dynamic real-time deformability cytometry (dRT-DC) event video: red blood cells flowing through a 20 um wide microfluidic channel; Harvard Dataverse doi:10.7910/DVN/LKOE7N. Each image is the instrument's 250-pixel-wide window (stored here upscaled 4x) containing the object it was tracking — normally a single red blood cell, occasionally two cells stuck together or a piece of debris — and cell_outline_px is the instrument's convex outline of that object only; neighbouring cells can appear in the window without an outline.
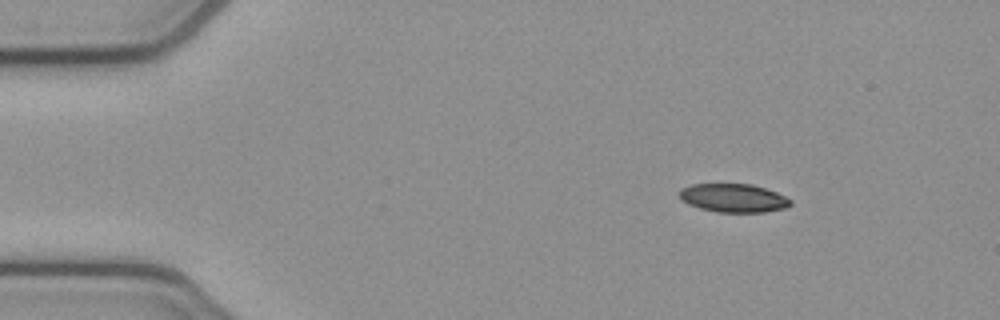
{"species": "common noctule bat (a hibernating species)", "species_latin": "Nyctalus noctula", "temperature_condition": "cold", "stored_images_in_passage": 4, "camera_frame_rate_fps": 3000, "um_per_image_px": 0.085, "animal": {"sex": "female", "body_mass_g": 21.9}, "frame": {"image": 1, "passage_image": 1, "time_ms": 0.0, "image_size_px": [1000, 320], "cell_outline_px": [[792, 204], [784, 208], [764, 212], [716, 212], [700, 208], [688, 204], [680, 200], [680, 188], [692, 184], [752, 184], [776, 192], [792, 200]], "centroid_in_image_um": [62.32, 16.83], "position_along_channel_um": 22.7, "area_um2": 18.44}}
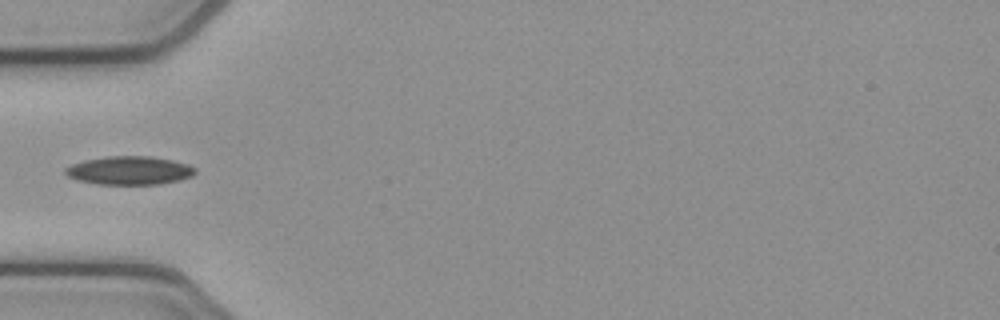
{"frame": {"image": 2, "passage_image": 3, "time_ms": 0.667, "image_size_px": [1000, 320], "cell_outline_px": [[196, 172], [192, 176], [180, 180], [160, 184], [96, 184], [80, 180], [68, 176], [64, 172], [64, 168], [72, 164], [84, 160], [108, 156], [148, 156], [172, 160], [188, 164], [196, 168]], "centroid_in_image_um": [11.02, 14.49], "position_along_channel_um": 74.0, "area_um2": 21.5}}
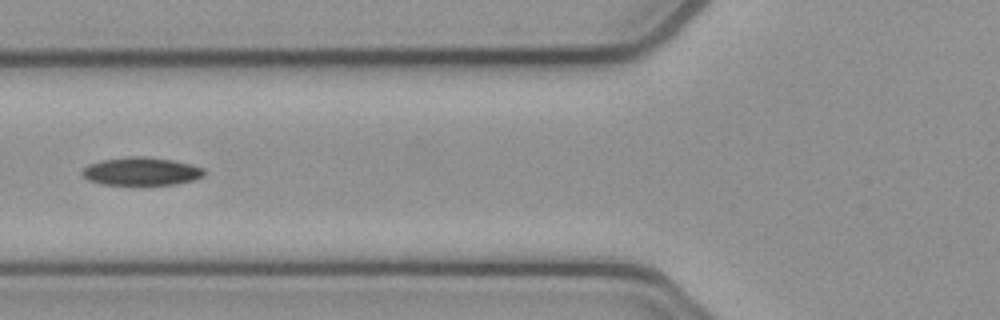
{"frame": {"image": 3, "passage_image": 4, "time_ms": 1.0, "image_size_px": [1000, 320], "cell_outline_px": [[204, 176], [192, 180], [176, 184], [100, 184], [88, 180], [80, 172], [88, 164], [100, 160], [128, 156], [144, 156], [172, 160], [192, 164], [204, 168]], "centroid_in_image_um": [11.99, 14.55], "position_along_channel_um": 113.8, "area_um2": 19.94}}